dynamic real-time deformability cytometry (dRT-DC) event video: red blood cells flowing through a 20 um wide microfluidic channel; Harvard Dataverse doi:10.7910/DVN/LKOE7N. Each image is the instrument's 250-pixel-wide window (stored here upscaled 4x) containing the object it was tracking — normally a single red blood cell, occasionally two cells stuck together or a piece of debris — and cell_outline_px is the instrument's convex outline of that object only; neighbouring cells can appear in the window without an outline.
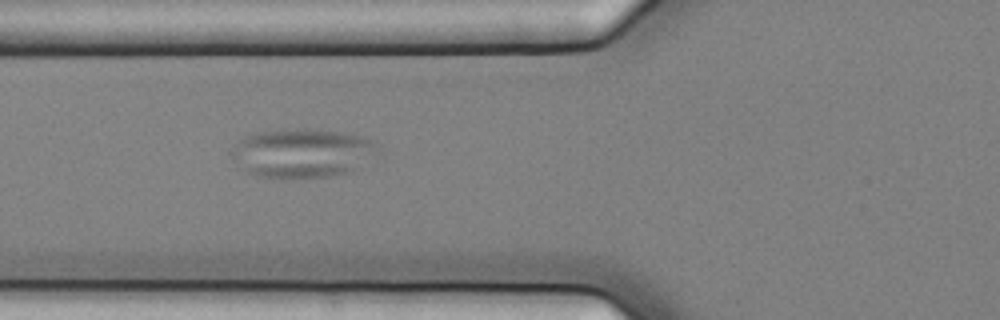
{"species": "common noctule bat (a hibernating species)", "species_latin": "Nyctalus noctula", "temperature_condition": "cold", "stored_images_in_passage": 2, "camera_frame_rate_fps": 3000, "um_per_image_px": 0.085, "animal": {"sex": "female", "body_mass_g": 25.1}, "frame": {"image": 1, "passage_image": 2, "time_ms": 0.333, "image_size_px": [1000, 320], "cell_outline_px": [[380, 148], [352, 172], [332, 176], [296, 180], [288, 180], [256, 176], [244, 172], [236, 168], [228, 152], [244, 136], [256, 132], [292, 128], [300, 128], [340, 132], [360, 136], [376, 140]], "centroid_in_image_um": [25.59, 13.05], "position_along_channel_um": 100.2, "area_um2": 43.0}}